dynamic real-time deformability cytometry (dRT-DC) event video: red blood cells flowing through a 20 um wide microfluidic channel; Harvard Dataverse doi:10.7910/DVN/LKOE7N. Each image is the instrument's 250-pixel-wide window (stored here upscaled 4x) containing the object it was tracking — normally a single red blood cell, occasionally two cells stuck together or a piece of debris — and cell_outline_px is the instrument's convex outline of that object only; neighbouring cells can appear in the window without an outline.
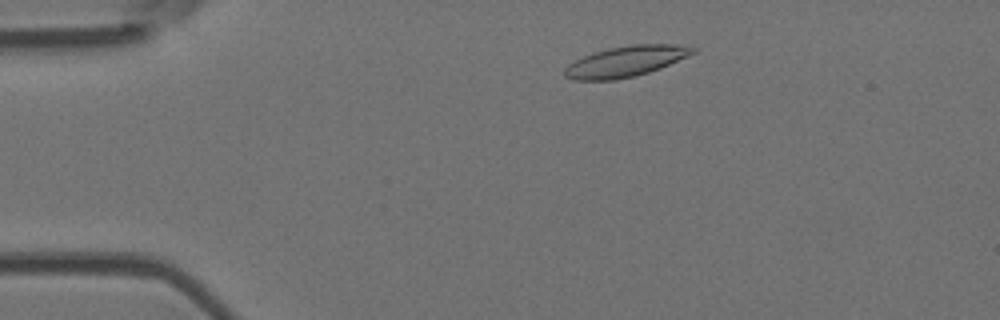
{"species": "Egyptian fruit bat (a non-hibernating species)", "species_latin": "Rousettus aegyptiacus", "temperature_condition": "room temperature", "stored_images_in_passage": 50, "camera_frame_rate_fps": 3000, "um_per_image_px": 0.085, "animal": {"sex": "female"}, "frame": {"image": 1, "passage_image": 6, "time_ms": 1.667, "image_size_px": [1000, 320], "cell_outline_px": [[696, 52], [660, 68], [636, 76], [612, 80], [572, 80], [564, 76], [564, 68], [568, 64], [592, 52], [608, 48], [632, 44], [676, 44], [696, 48]], "centroid_in_image_um": [53.15, 5.22], "position_along_channel_um": 31.8, "area_um2": 22.89}}
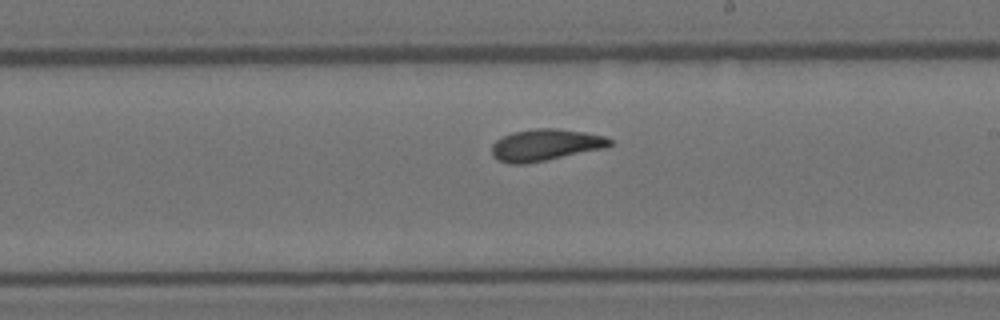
{"frame": {"image": 2, "passage_image": 27, "time_ms": 8.667, "image_size_px": [1000, 320], "cell_outline_px": [[612, 144], [604, 148], [528, 164], [508, 164], [496, 160], [492, 156], [492, 144], [496, 140], [512, 132], [536, 128], [556, 128], [584, 132], [604, 136], [612, 140]], "centroid_in_image_um": [46.32, 12.33], "position_along_channel_um": 242.7, "area_um2": 21.91}}
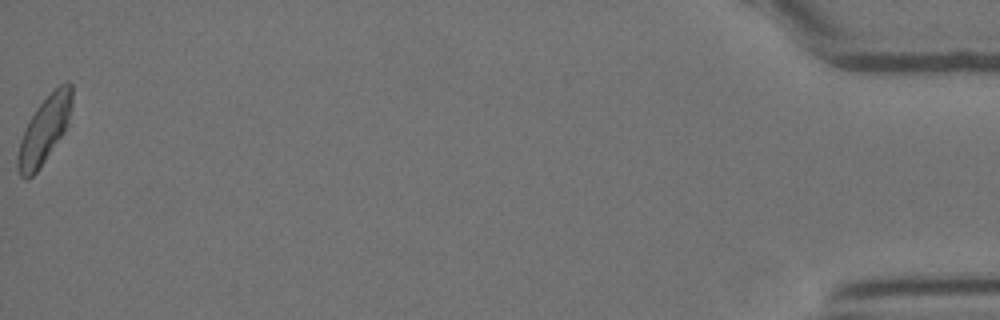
{"frame": {"image": 3, "passage_image": 50, "time_ms": 16.333, "image_size_px": [1000, 320], "cell_outline_px": [[72, 104], [68, 124], [64, 132], [36, 172], [28, 180], [24, 180], [20, 176], [16, 168], [16, 156], [20, 140], [28, 120], [36, 108], [60, 84], [68, 80], [72, 84]], "centroid_in_image_um": [3.75, 11.07], "position_along_channel_um": 431.5, "area_um2": 21.1}, "authors_computed_cell_mechanics": {"area_um2": 21.7039, "velocity_mm_per_s": 3.7492, "shape_relaxation_time_tau1_ms": 9.5128, "shape_relaxation_time_tau2_ms": 3.0832, "deformation_change_tau1": 0.1973, "deformation_change_tau2": 0.099}}